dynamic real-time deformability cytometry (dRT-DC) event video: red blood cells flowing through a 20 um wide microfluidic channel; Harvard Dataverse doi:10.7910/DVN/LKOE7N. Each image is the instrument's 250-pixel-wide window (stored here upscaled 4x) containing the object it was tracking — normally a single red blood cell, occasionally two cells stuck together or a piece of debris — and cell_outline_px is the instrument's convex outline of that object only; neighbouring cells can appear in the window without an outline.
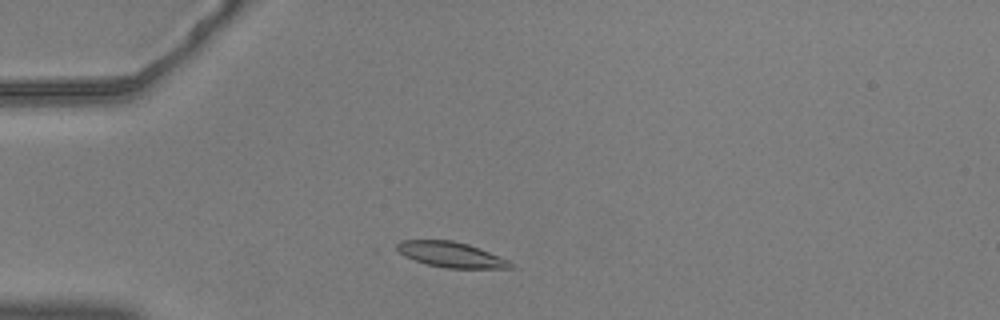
{"species": "common noctule bat (a hibernating species)", "species_latin": "Nyctalus noctula", "temperature_condition": "warm", "stored_images_in_passage": 22, "camera_frame_rate_fps": 3000, "um_per_image_px": 0.085, "animal": {"sex": "male", "body_mass_g": 20.5, "forearm_length_mm": 52.5}, "frame": {"image": 1, "passage_image": 5, "time_ms": 1.333, "image_size_px": [1000, 320], "cell_outline_px": [[516, 268], [448, 268], [428, 264], [404, 256], [392, 248], [400, 240], [452, 240], [468, 244], [508, 260], [516, 264]], "centroid_in_image_um": [38.31, 21.63], "position_along_channel_um": 46.7, "area_um2": 16.82}}
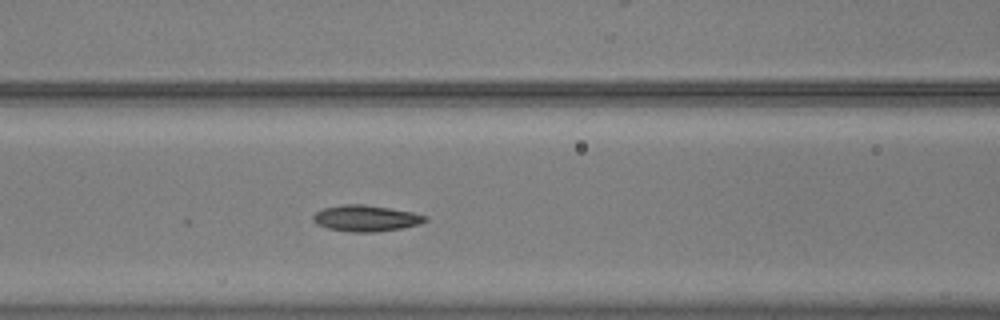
{"frame": {"image": 2, "passage_image": 14, "time_ms": 4.333, "image_size_px": [1000, 320], "cell_outline_px": [[428, 220], [420, 224], [400, 228], [376, 232], [348, 232], [328, 228], [316, 224], [312, 220], [312, 216], [316, 212], [324, 208], [340, 204], [364, 204], [412, 212], [428, 216]], "centroid_in_image_um": [31.08, 18.55], "position_along_channel_um": 135.5, "area_um2": 17.17}}
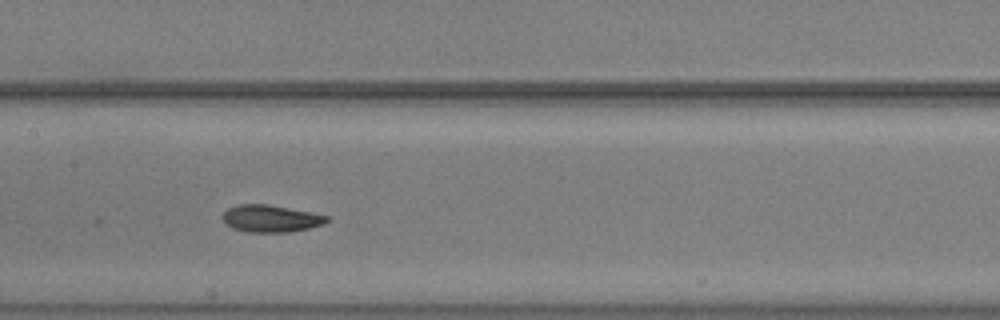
{"frame": {"image": 3, "passage_image": 18, "time_ms": 5.667, "image_size_px": [1000, 320], "cell_outline_px": [[328, 220], [324, 224], [308, 228], [288, 232], [248, 232], [232, 228], [224, 224], [220, 216], [228, 208], [236, 204], [268, 204], [312, 212], [328, 216]], "centroid_in_image_um": [22.96, 18.57], "position_along_channel_um": 184.4, "area_um2": 16.65}}